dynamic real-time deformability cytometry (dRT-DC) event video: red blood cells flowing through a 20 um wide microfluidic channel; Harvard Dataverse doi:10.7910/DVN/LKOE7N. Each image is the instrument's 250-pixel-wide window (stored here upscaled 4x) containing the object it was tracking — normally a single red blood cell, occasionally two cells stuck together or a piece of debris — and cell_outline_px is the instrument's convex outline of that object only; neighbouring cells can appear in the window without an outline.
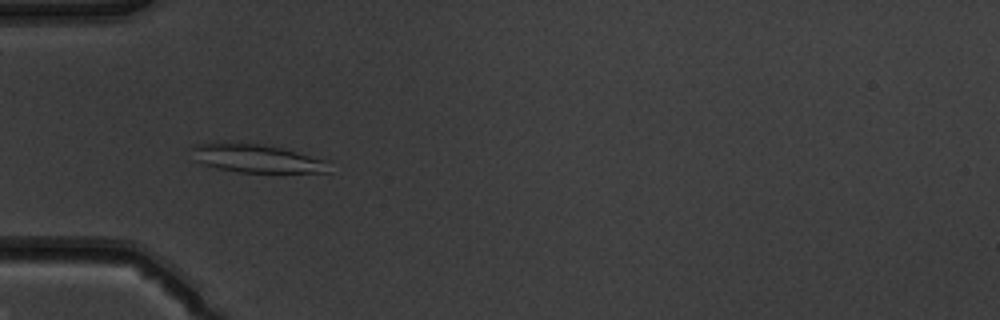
{"species": "common noctule bat (a hibernating species)", "species_latin": "Nyctalus noctula", "temperature_condition": "warm", "stored_images_in_passage": 52, "camera_frame_rate_fps": 3000, "um_per_image_px": 0.085, "animal": {"sex": "male", "body_mass_g": 19.5, "forearm_length_mm": 54.6}, "frame": {"image": 1, "passage_image": 17, "time_ms": 5.333, "image_size_px": [1000, 320], "cell_outline_px": [[332, 160], [328, 172], [236, 172], [216, 168], [204, 164], [196, 160], [192, 148], [196, 144], [224, 140], [264, 144]], "centroid_in_image_um": [21.84, 13.43], "position_along_channel_um": 63.2, "area_um2": 23.24}}
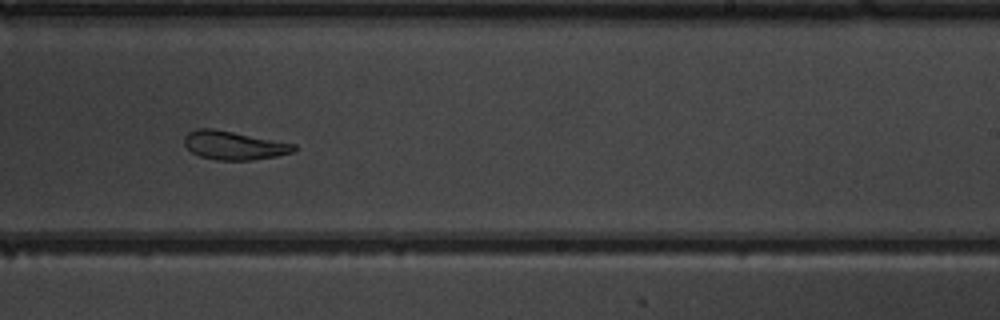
{"frame": {"image": 2, "passage_image": 33, "time_ms": 10.667, "image_size_px": [1000, 320], "cell_outline_px": [[296, 148], [292, 152], [276, 156], [252, 160], [216, 160], [200, 156], [192, 152], [184, 144], [184, 136], [188, 132], [196, 128], [212, 128], [296, 144]], "centroid_in_image_um": [19.85, 12.35], "position_along_channel_um": 269.2, "area_um2": 18.15}}
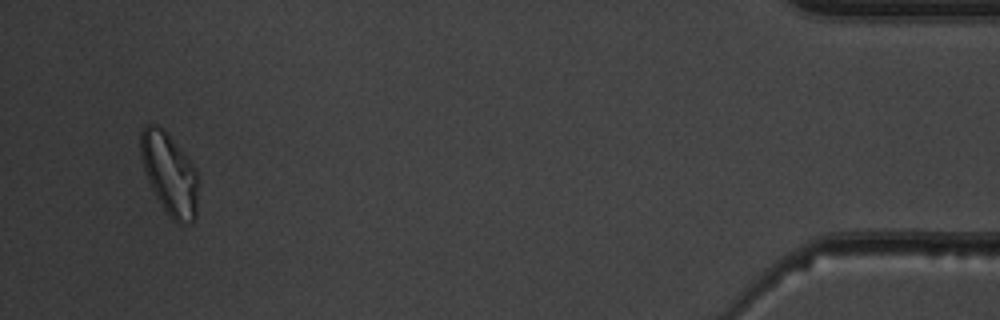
{"frame": {"image": 3, "passage_image": 50, "time_ms": 16.333, "image_size_px": [1000, 320], "cell_outline_px": [[200, 176], [196, 216], [192, 224], [176, 224], [172, 220], [156, 196], [148, 180], [140, 156], [140, 132], [148, 124], [156, 124], [164, 128], [196, 168]], "centroid_in_image_um": [14.45, 14.8], "position_along_channel_um": 420.7, "area_um2": 27.92}, "authors_computed_cell_mechanics": {"area_um2": 23.0333, "velocity_mm_per_s": 3.9253, "shape_relaxation_time_tau1_ms": 9.7831, "shape_relaxation_time_tau2_ms": 3.1515, "deformation_change_tau1": 0.2241, "deformation_change_tau2": 0.0846}}